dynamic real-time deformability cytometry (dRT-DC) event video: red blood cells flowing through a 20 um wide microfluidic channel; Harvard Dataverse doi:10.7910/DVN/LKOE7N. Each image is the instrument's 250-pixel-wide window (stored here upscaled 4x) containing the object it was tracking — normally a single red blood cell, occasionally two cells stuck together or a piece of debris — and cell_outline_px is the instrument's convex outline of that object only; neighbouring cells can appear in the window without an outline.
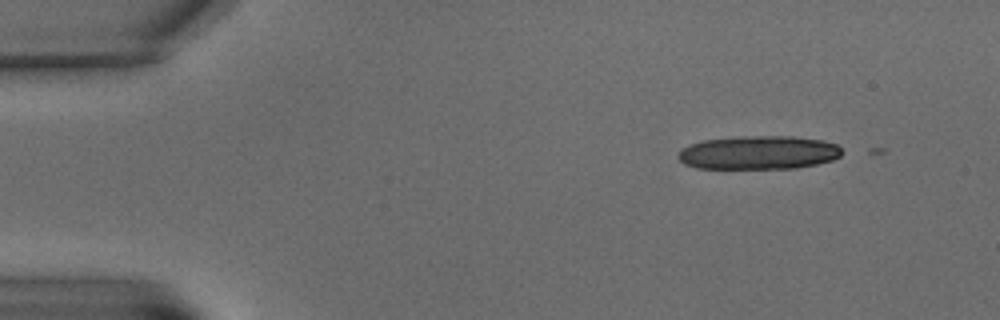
{"species": "common noctule bat (a hibernating species)", "species_latin": "Nyctalus noctula", "temperature_condition": "warm", "stored_images_in_passage": 3, "camera_frame_rate_fps": 3000, "um_per_image_px": 0.085, "animal": {"sex": "male", "body_mass_g": 15.6}, "frame": {"image": 1, "passage_image": 2, "time_ms": 1.333, "image_size_px": [1000, 320], "cell_outline_px": [[840, 156], [832, 160], [816, 164], [796, 168], [696, 168], [684, 164], [680, 160], [680, 148], [704, 140], [740, 136], [792, 136], [824, 140], [836, 144], [840, 148]], "centroid_in_image_um": [64.49, 12.96], "position_along_channel_um": 20.5, "area_um2": 31.91}}